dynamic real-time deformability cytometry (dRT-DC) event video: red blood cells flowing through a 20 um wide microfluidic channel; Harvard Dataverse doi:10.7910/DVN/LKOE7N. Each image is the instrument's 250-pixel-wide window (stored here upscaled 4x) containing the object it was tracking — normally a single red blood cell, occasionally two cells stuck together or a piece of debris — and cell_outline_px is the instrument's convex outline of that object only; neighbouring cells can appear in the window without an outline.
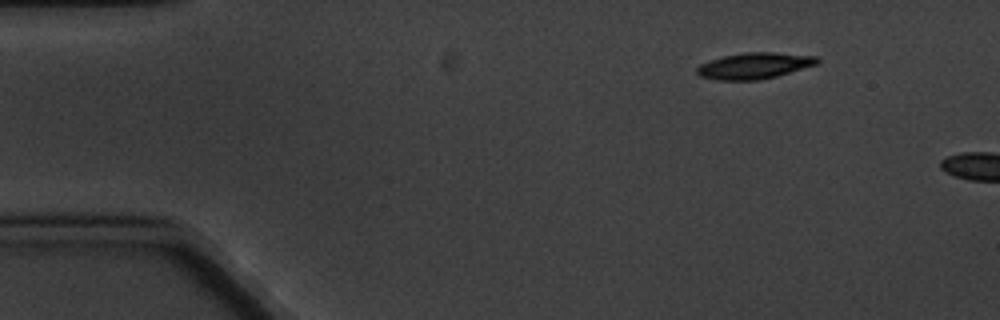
{"species": "common noctule bat (a hibernating species)", "species_latin": "Nyctalus noctula", "temperature_condition": "cold", "stored_images_in_passage": 3, "camera_frame_rate_fps": 3000, "um_per_image_px": 0.085, "animal": {"sex": "male", "body_mass_g": 20.1, "forearm_length_mm": 53.5}, "frame": {"image": 1, "passage_image": 1, "time_ms": 0.0, "image_size_px": [1000, 320], "cell_outline_px": [[820, 60], [816, 64], [776, 76], [756, 80], [716, 80], [700, 76], [696, 72], [696, 68], [700, 64], [724, 56], [744, 52], [776, 52], [816, 56]], "centroid_in_image_um": [64.1, 5.58], "position_along_channel_um": 20.9, "area_um2": 18.15}}